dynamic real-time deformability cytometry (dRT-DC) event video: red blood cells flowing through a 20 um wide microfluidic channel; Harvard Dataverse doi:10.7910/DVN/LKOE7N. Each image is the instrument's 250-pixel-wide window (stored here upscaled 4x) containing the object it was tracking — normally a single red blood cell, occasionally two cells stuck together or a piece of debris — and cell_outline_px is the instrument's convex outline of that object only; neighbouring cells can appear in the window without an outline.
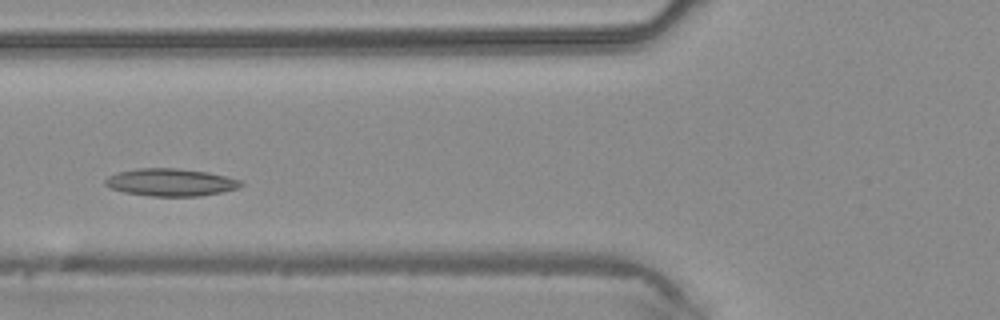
{"species": "common noctule bat (a hibernating species)", "species_latin": "Nyctalus noctula", "temperature_condition": "warm", "stored_images_in_passage": 33, "camera_frame_rate_fps": 3000, "um_per_image_px": 0.085, "animal": {"sex": "male", "body_mass_g": 20.4}, "frame": {"image": 1, "passage_image": 8, "time_ms": 2.333, "image_size_px": [1000, 320], "cell_outline_px": [[244, 184], [240, 188], [200, 196], [152, 196], [124, 192], [112, 188], [104, 184], [104, 180], [108, 176], [116, 172], [136, 168], [176, 168], [208, 172], [240, 180]], "centroid_in_image_um": [14.49, 15.49], "position_along_channel_um": 111.3, "area_um2": 21.73}}
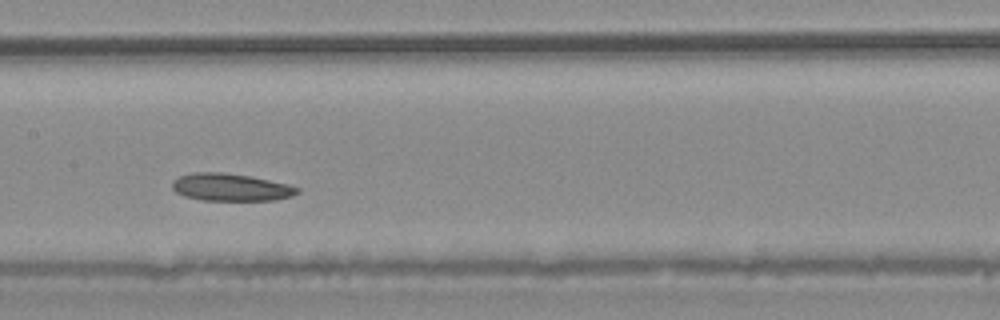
{"frame": {"image": 2, "passage_image": 13, "time_ms": 4.0, "image_size_px": [1000, 320], "cell_outline_px": [[300, 192], [292, 196], [276, 200], [200, 200], [184, 196], [176, 192], [172, 188], [172, 180], [180, 176], [192, 172], [220, 172], [252, 176], [288, 184], [300, 188]], "centroid_in_image_um": [19.62, 15.91], "position_along_channel_um": 187.8, "area_um2": 20.17}}
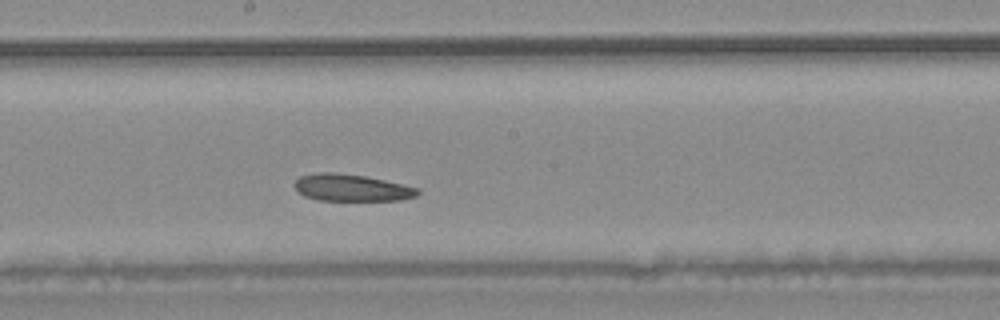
{"frame": {"image": 3, "passage_image": 15, "time_ms": 4.667, "image_size_px": [1000, 320], "cell_outline_px": [[420, 192], [416, 196], [400, 200], [316, 200], [304, 196], [296, 192], [292, 184], [300, 176], [320, 172], [332, 172], [364, 176], [384, 180], [420, 188]], "centroid_in_image_um": [29.84, 15.96], "position_along_channel_um": 218.4, "area_um2": 19.42}}